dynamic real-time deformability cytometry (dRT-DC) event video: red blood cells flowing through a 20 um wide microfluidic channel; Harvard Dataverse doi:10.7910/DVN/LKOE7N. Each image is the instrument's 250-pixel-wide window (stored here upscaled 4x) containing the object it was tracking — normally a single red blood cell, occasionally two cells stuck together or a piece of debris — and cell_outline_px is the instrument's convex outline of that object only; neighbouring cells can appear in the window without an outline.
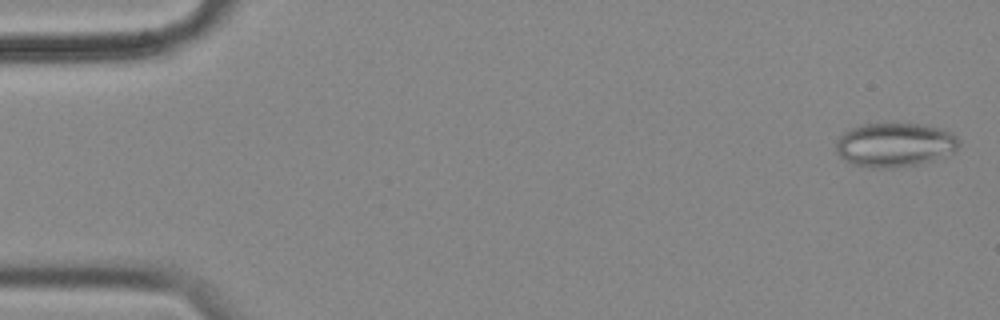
{"species": "common noctule bat (a hibernating species)", "species_latin": "Nyctalus noctula", "temperature_condition": "cold", "stored_images_in_passage": 56, "camera_frame_rate_fps": 3000, "um_per_image_px": 0.085, "animal": {"sex": "female", "body_mass_g": 18.4}, "frame": {"image": 1, "passage_image": 2, "time_ms": 0.333, "image_size_px": [1000, 320], "cell_outline_px": [[960, 144], [952, 152], [932, 160], [916, 164], [892, 168], [868, 168], [852, 164], [844, 160], [836, 152], [836, 140], [848, 128], [864, 124], [920, 124], [940, 128], [952, 132], [960, 140]], "centroid_in_image_um": [76.02, 12.31], "position_along_channel_um": 9.0, "area_um2": 31.62}}
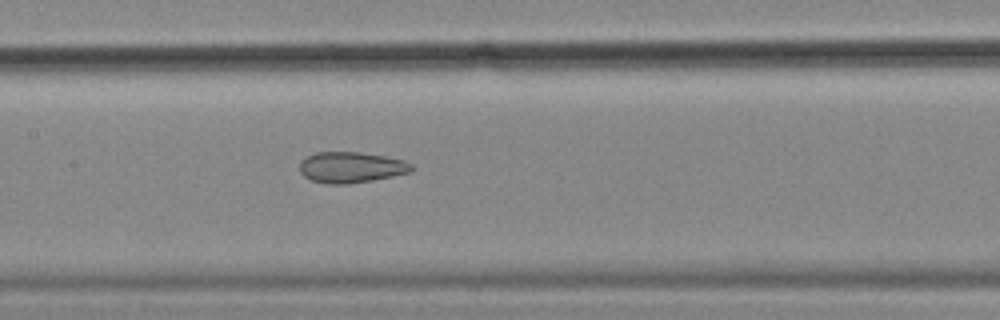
{"frame": {"image": 2, "passage_image": 27, "time_ms": 8.667, "image_size_px": [1000, 320], "cell_outline_px": [[412, 172], [372, 180], [348, 184], [328, 184], [312, 180], [304, 176], [300, 172], [300, 160], [316, 152], [360, 152], [384, 156], [404, 160], [412, 164]], "centroid_in_image_um": [29.84, 14.22], "position_along_channel_um": 177.6, "area_um2": 20.11}}
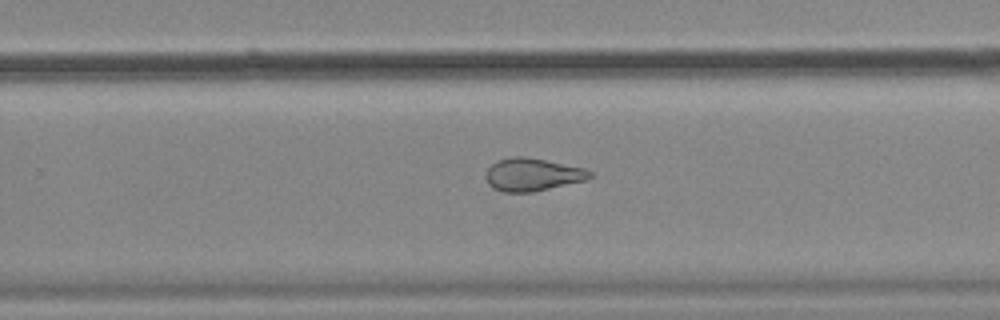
{"frame": {"image": 3, "passage_image": 36, "time_ms": 11.667, "image_size_px": [1000, 320], "cell_outline_px": [[592, 176], [588, 180], [532, 192], [504, 192], [492, 188], [488, 184], [484, 176], [484, 172], [496, 160], [512, 156], [524, 156], [584, 168], [592, 172]], "centroid_in_image_um": [45.22, 14.84], "position_along_channel_um": 284.6, "area_um2": 20.06}, "authors_computed_cell_mechanics": {"area_um2": 24.5072, "velocity_mm_per_s": 3.5804, "shape_relaxation_time_tau1_ms": null, "shape_relaxation_time_tau2_ms": 1.8526, "deformation_change_tau1": null, "deformation_change_tau2": 0.0824}}